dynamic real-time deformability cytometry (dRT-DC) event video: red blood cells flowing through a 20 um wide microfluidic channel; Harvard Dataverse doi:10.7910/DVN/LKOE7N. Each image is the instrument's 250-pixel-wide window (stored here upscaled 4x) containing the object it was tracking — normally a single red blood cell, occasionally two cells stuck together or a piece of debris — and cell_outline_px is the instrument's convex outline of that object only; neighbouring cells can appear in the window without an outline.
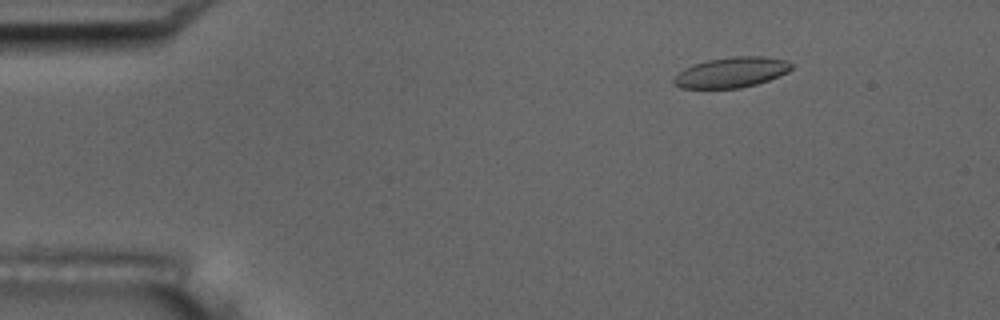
{"species": "common noctule bat (a hibernating species)", "species_latin": "Nyctalus noctula", "temperature_condition": "room temperature", "stored_images_in_passage": 56, "camera_frame_rate_fps": 3000, "um_per_image_px": 0.085, "animal": {"sex": "male", "body_mass_g": 17.5, "forearm_length_mm": 52.3}, "frame": {"image": 1, "passage_image": 8, "time_ms": 2.333, "image_size_px": [1000, 320], "cell_outline_px": [[792, 68], [788, 72], [780, 76], [756, 84], [740, 88], [680, 88], [672, 84], [672, 80], [684, 68], [692, 64], [708, 60], [732, 56], [760, 56], [784, 60], [792, 64]], "centroid_in_image_um": [62.14, 6.15], "position_along_channel_um": 22.9, "area_um2": 20.81}}
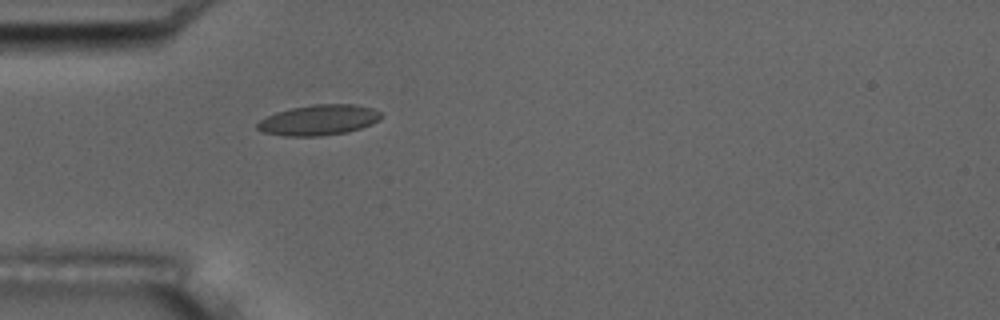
{"frame": {"image": 2, "passage_image": 17, "time_ms": 5.333, "image_size_px": [1000, 320], "cell_outline_px": [[380, 120], [372, 124], [348, 132], [320, 136], [284, 136], [264, 132], [256, 128], [256, 124], [264, 116], [276, 112], [292, 108], [312, 104], [356, 104], [372, 108], [380, 112]], "centroid_in_image_um": [27.07, 10.2], "position_along_channel_um": 57.9, "area_um2": 22.08}}
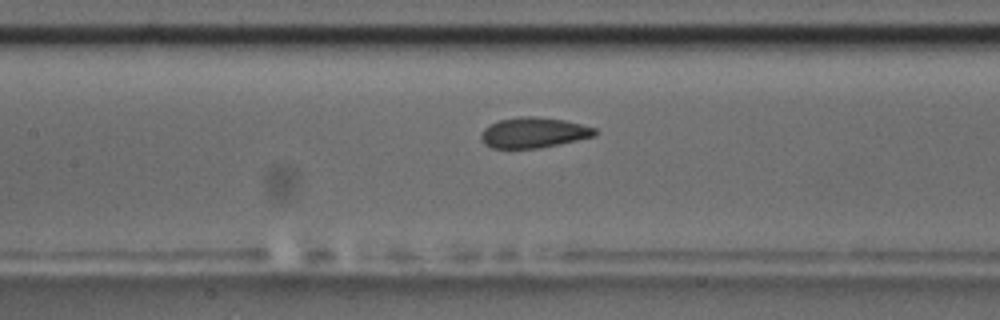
{"frame": {"image": 3, "passage_image": 26, "time_ms": 8.333, "image_size_px": [1000, 320], "cell_outline_px": [[596, 136], [540, 148], [492, 148], [484, 144], [480, 136], [484, 128], [488, 124], [500, 120], [520, 116], [536, 116], [564, 120], [596, 128]], "centroid_in_image_um": [45.34, 11.27], "position_along_channel_um": 162.1, "area_um2": 20.23}, "authors_computed_cell_mechanics": {"area_um2": 20.8947, "velocity_mm_per_s": 3.6017, "shape_relaxation_time_tau1_ms": 9.9913, "shape_relaxation_time_tau2_ms": 1.0642, "deformation_change_tau1": 0.1878, "deformation_change_tau2": 0.0567}}